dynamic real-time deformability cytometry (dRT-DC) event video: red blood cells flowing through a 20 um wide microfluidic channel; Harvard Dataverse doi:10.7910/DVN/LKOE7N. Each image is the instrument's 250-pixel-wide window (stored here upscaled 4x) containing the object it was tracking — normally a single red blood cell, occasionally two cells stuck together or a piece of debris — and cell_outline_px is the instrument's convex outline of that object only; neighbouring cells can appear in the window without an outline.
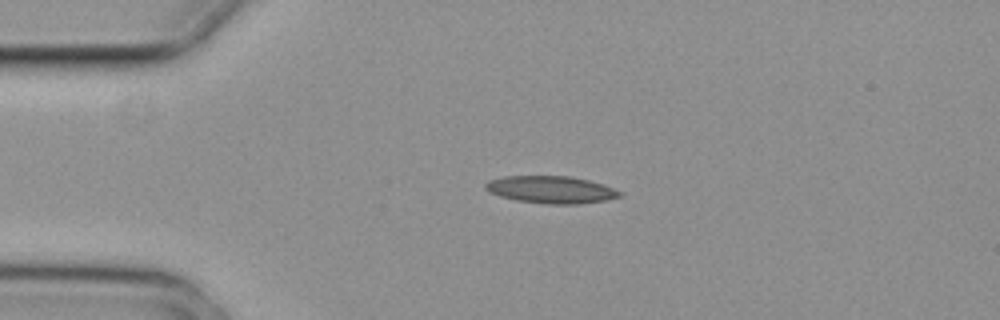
{"species": "common noctule bat (a hibernating species)", "species_latin": "Nyctalus noctula", "temperature_condition": "cold", "stored_images_in_passage": 4, "camera_frame_rate_fps": 3000, "um_per_image_px": 0.085, "animal": {"sex": "female", "body_mass_g": 29.2, "forearm_length_mm": 56.3}, "frame": {"image": 1, "passage_image": 3, "time_ms": 0.667, "image_size_px": [1000, 320], "cell_outline_px": [[624, 196], [608, 200], [580, 204], [548, 204], [516, 200], [500, 196], [488, 192], [484, 188], [484, 184], [488, 180], [504, 176], [572, 176], [604, 184], [624, 192]], "centroid_in_image_um": [46.88, 16.12], "position_along_channel_um": 38.1, "area_um2": 21.73}}